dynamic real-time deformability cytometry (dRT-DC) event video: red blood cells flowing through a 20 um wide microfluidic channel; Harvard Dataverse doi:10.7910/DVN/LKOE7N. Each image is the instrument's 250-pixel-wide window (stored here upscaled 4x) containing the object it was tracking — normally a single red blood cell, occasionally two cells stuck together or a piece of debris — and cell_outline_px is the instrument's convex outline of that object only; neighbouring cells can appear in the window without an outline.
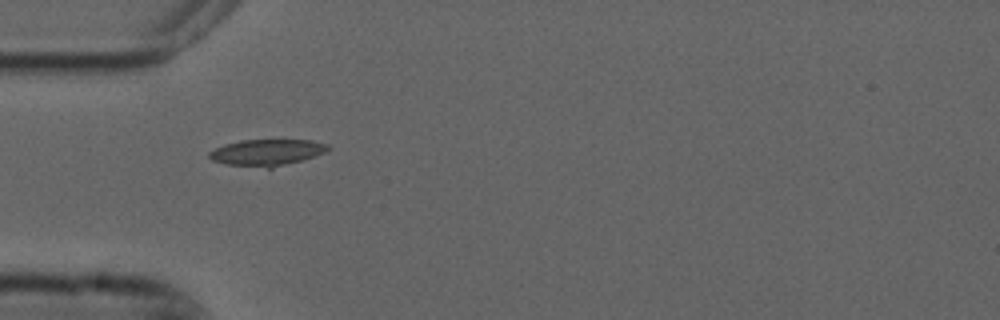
{"species": "common noctule bat (a hibernating species)", "species_latin": "Nyctalus noctula", "temperature_condition": "cold", "stored_images_in_passage": 2, "camera_frame_rate_fps": 3000, "um_per_image_px": 0.085, "animal": {"sex": "male", "forearm_length_mm": 52.5}, "frame": {"image": 1, "passage_image": 1, "time_ms": 0.0, "image_size_px": [1000, 320], "cell_outline_px": [[332, 148], [324, 152], [300, 160], [272, 168], [268, 168], [224, 164], [212, 160], [208, 156], [208, 152], [224, 144], [240, 140], [312, 140], [328, 144]], "centroid_in_image_um": [22.65, 12.95], "position_along_channel_um": 62.4, "area_um2": 18.15}}
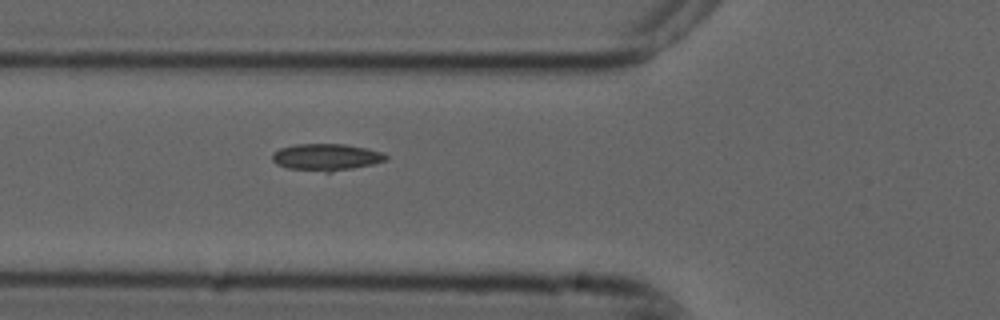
{"frame": {"image": 2, "passage_image": 2, "time_ms": 0.333, "image_size_px": [1000, 320], "cell_outline_px": [[388, 160], [372, 164], [332, 172], [324, 172], [288, 168], [276, 164], [272, 160], [272, 152], [280, 148], [296, 144], [344, 144], [368, 148], [384, 152], [388, 156]], "centroid_in_image_um": [27.74, 13.35], "position_along_channel_um": 98.1, "area_um2": 17.92}}